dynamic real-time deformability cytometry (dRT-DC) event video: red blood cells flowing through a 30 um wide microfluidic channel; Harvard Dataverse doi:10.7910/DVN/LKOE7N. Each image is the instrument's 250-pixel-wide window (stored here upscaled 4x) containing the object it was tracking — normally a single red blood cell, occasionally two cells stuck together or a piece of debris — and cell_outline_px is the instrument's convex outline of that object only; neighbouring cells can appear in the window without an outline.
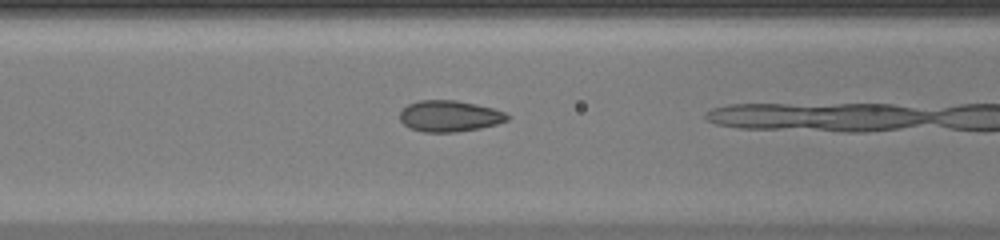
{"species": "common noctule bat (a hibernating species)", "species_latin": "Nyctalus noctula", "temperature_condition": "warm", "stored_images_in_passage": 13, "camera_frame_rate_fps": 3000, "um_per_image_px": 0.085, "animal": {"sex": "female", "body_mass_g": 20.0, "forearm_length_mm": 54.0}, "frame": {"image": 1, "passage_image": 3, "time_ms": 0.667, "image_size_px": [1000, 240], "cell_outline_px": [[508, 120], [496, 124], [480, 128], [456, 132], [424, 132], [412, 128], [404, 124], [400, 120], [400, 112], [408, 104], [420, 100], [456, 100], [476, 104], [492, 108], [504, 112], [508, 116]], "centroid_in_image_um": [38.2, 9.86], "position_along_channel_um": 128.4, "area_um2": 19.36}}
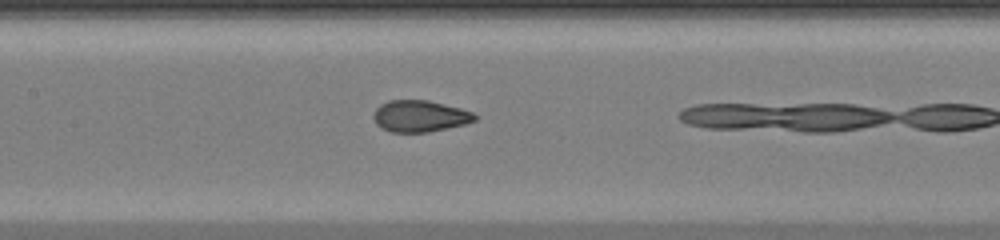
{"frame": {"image": 2, "passage_image": 6, "time_ms": 1.667, "image_size_px": [1000, 240], "cell_outline_px": [[476, 120], [464, 124], [428, 132], [392, 132], [380, 128], [376, 124], [372, 116], [376, 108], [380, 104], [388, 100], [428, 100], [460, 108], [472, 112], [476, 116]], "centroid_in_image_um": [35.64, 9.87], "position_along_channel_um": 171.8, "area_um2": 18.61}}
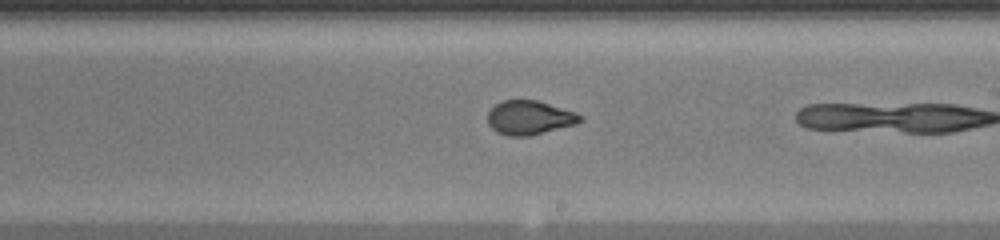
{"frame": {"image": 3, "passage_image": 11, "time_ms": 3.333, "image_size_px": [1000, 240], "cell_outline_px": [[584, 120], [576, 124], [528, 136], [508, 136], [496, 132], [488, 124], [488, 112], [496, 104], [504, 100], [536, 100], [576, 112], [584, 116]], "centroid_in_image_um": [45.02, 10.0], "position_along_channel_um": 244.0, "area_um2": 18.32}}